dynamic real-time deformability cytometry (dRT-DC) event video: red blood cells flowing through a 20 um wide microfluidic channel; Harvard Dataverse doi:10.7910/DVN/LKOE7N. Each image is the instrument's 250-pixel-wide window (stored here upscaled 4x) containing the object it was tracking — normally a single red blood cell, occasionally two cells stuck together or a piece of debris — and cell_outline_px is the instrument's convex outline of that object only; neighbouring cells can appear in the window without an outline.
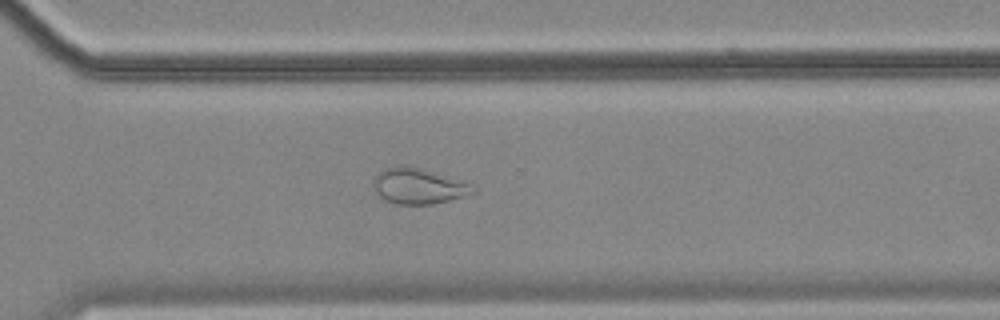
{"species": "common noctule bat (a hibernating species)", "species_latin": "Nyctalus noctula", "temperature_condition": "cold", "stored_images_in_passage": 57, "camera_frame_rate_fps": 3000, "um_per_image_px": 0.085, "animal": {"sex": "female", "body_mass_g": 18.4}, "frame": {"image": 1, "passage_image": 41, "time_ms": 13.333, "image_size_px": [1000, 320], "cell_outline_px": [[476, 192], [464, 196], [432, 204], [396, 204], [380, 196], [376, 192], [372, 184], [372, 180], [384, 168], [400, 164], [408, 164], [464, 180], [472, 184], [476, 188]], "centroid_in_image_um": [35.59, 15.78], "position_along_channel_um": 335.0, "area_um2": 21.04}, "authors_computed_cell_mechanics": {"area_um2": 25.7788, "velocity_mm_per_s": 3.5067, "shape_relaxation_time_tau1_ms": null, "shape_relaxation_time_tau2_ms": 1.7063, "deformation_change_tau1": null, "deformation_change_tau2": 0.0785}}